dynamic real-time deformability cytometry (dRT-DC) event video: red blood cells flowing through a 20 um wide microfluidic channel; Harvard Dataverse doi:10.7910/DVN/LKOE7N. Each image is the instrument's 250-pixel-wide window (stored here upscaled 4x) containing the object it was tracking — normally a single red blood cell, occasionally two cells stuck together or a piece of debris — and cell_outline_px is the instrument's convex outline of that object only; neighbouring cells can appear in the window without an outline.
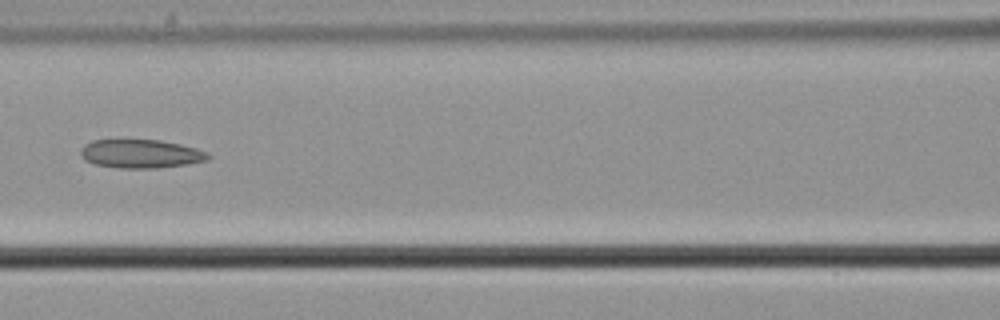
{"species": "common noctule bat (a hibernating species)", "species_latin": "Nyctalus noctula", "temperature_condition": "cold", "stored_images_in_passage": 6, "camera_frame_rate_fps": 3000, "um_per_image_px": 0.085, "animal": {"sex": "male", "body_mass_g": 21.5, "forearm_length_mm": 52.0}, "frame": {"image": 1, "passage_image": 6, "time_ms": 1.667, "image_size_px": [1000, 320], "cell_outline_px": [[212, 156], [208, 160], [188, 164], [156, 168], [120, 168], [92, 164], [84, 160], [80, 156], [80, 148], [84, 144], [92, 140], [160, 140], [180, 144], [196, 148], [208, 152]], "centroid_in_image_um": [11.95, 13.07], "position_along_channel_um": 154.7, "area_um2": 21.5}}